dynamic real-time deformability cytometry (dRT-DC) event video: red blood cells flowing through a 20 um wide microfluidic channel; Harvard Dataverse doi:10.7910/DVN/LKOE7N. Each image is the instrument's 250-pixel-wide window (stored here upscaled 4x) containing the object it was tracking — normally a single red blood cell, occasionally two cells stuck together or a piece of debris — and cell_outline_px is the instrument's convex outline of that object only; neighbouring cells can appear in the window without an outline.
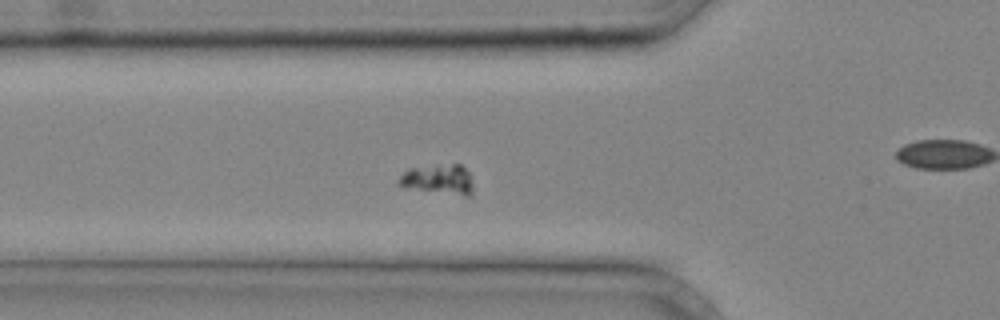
{"species": "common noctule bat (a hibernating species)", "species_latin": "Nyctalus noctula", "temperature_condition": "cold", "stored_images_in_passage": 33, "camera_frame_rate_fps": 3000, "um_per_image_px": 0.085, "animal": {"sex": "male", "body_mass_g": 20.4}, "frame": {"image": 1, "passage_image": 10, "time_ms": 3.0, "image_size_px": [1000, 320], "cell_outline_px": [[472, 192], [468, 196], [464, 196], [404, 188], [396, 184], [396, 180], [408, 168], [452, 164], [460, 164], [468, 172], [472, 184]], "centroid_in_image_um": [37.21, 15.26], "position_along_channel_um": 88.6, "area_um2": 13.06}}